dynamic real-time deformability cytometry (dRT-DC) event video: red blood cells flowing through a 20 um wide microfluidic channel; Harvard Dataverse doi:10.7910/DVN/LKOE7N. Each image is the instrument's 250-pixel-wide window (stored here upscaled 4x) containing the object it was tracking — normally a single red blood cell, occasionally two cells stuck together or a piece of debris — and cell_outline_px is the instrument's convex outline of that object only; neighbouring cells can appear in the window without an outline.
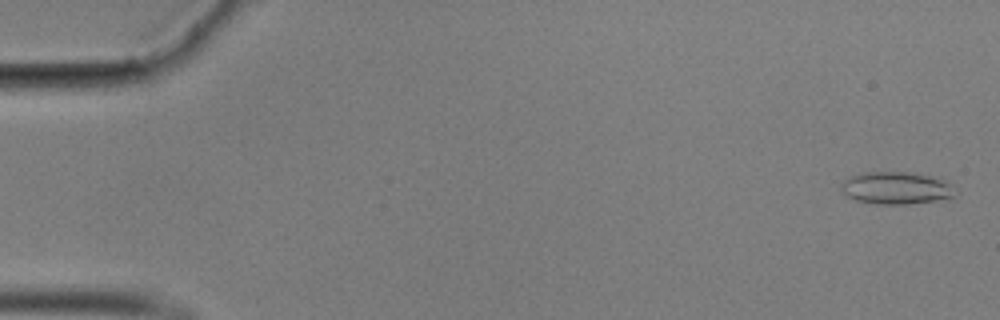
{"species": "common noctule bat (a hibernating species)", "species_latin": "Nyctalus noctula", "temperature_condition": "cold", "stored_images_in_passage": 57, "camera_frame_rate_fps": 3000, "um_per_image_px": 0.085, "animal": {"sex": "male", "body_mass_g": 17.9}, "frame": {"image": 1, "passage_image": 2, "time_ms": 0.333, "image_size_px": [1000, 320], "cell_outline_px": [[956, 196], [952, 200], [908, 204], [876, 204], [856, 200], [840, 192], [840, 184], [848, 176], [860, 172], [908, 172], [932, 176], [944, 180], [952, 184]], "centroid_in_image_um": [76.21, 15.99], "position_along_channel_um": 8.8, "area_um2": 22.2}}
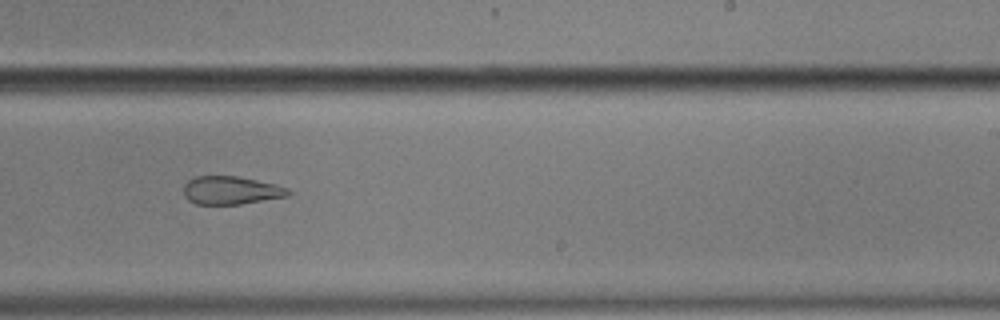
{"frame": {"image": 2, "passage_image": 36, "time_ms": 11.667, "image_size_px": [1000, 320], "cell_outline_px": [[292, 192], [288, 196], [240, 204], [196, 204], [188, 200], [184, 196], [184, 184], [188, 180], [196, 176], [236, 176], [276, 184], [288, 188]], "centroid_in_image_um": [19.63, 16.18], "position_along_channel_um": 269.4, "area_um2": 17.17}}
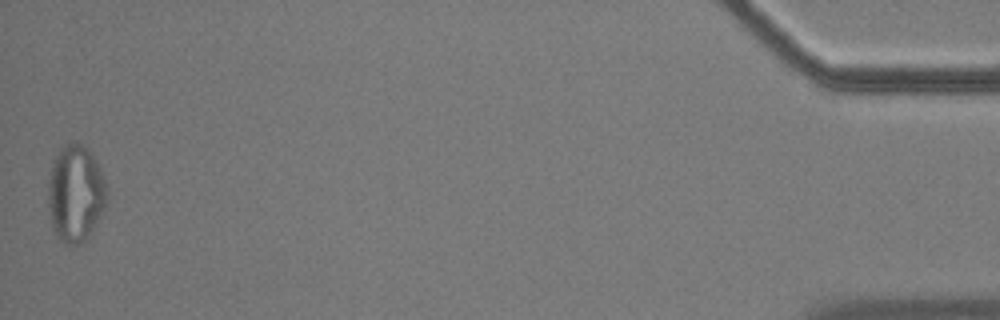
{"frame": {"image": 3, "passage_image": 57, "time_ms": 18.667, "image_size_px": [1000, 320], "cell_outline_px": [[108, 196], [104, 208], [92, 232], [84, 240], [76, 244], [64, 244], [56, 236], [52, 228], [48, 204], [48, 180], [52, 164], [60, 148], [76, 140], [88, 148], [100, 168], [104, 180]], "centroid_in_image_um": [6.41, 16.44], "position_along_channel_um": 428.8, "area_um2": 33.23}, "authors_computed_cell_mechanics": {"area_um2": 20.4612, "velocity_mm_per_s": 3.5502, "shape_relaxation_time_tau1_ms": null, "shape_relaxation_time_tau2_ms": 2.7272, "deformation_change_tau1": null, "deformation_change_tau2": 0.1045}}